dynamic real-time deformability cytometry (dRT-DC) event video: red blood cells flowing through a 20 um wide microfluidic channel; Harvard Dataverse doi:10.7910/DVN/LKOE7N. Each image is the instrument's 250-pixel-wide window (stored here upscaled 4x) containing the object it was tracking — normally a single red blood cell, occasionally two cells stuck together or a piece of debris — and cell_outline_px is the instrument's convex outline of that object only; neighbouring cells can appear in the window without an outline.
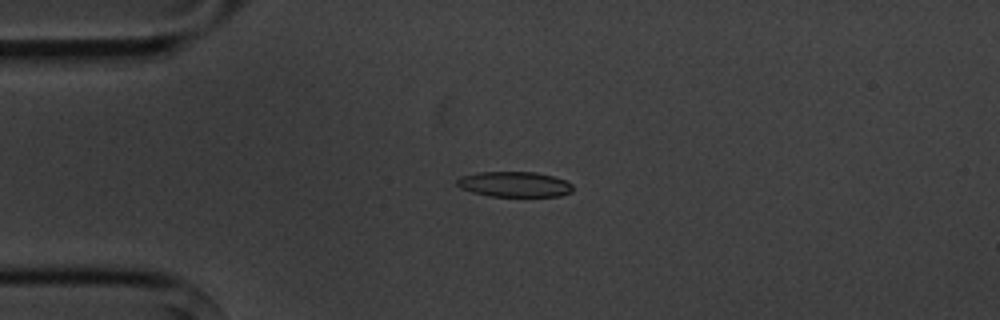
{"species": "common noctule bat (a hibernating species)", "species_latin": "Nyctalus noctula", "temperature_condition": "cold", "stored_images_in_passage": 9, "camera_frame_rate_fps": 3000, "um_per_image_px": 0.085, "animal": {"sex": "male", "body_mass_g": 20.1, "forearm_length_mm": 53.5}, "frame": {"image": 1, "passage_image": 4, "time_ms": 4.333, "image_size_px": [1000, 320], "cell_outline_px": [[572, 192], [560, 196], [488, 196], [472, 192], [460, 188], [456, 184], [456, 180], [460, 176], [480, 172], [536, 172], [552, 176], [564, 180], [572, 184]], "centroid_in_image_um": [43.7, 15.66], "position_along_channel_um": 41.3, "area_um2": 17.11}}
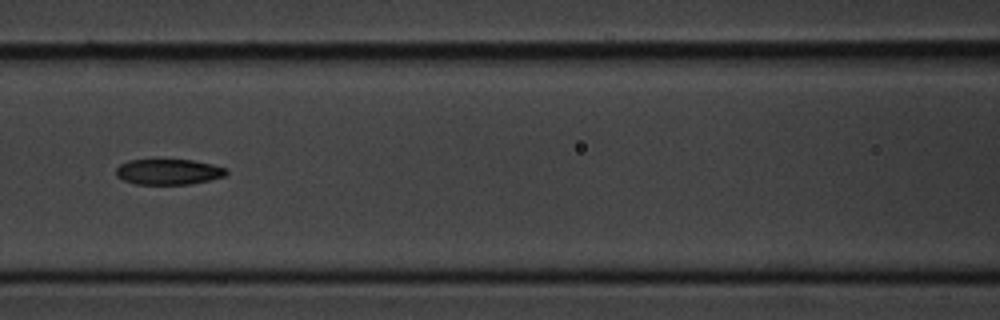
{"frame": {"image": 2, "passage_image": 7, "time_ms": 8.0, "image_size_px": [1000, 320], "cell_outline_px": [[228, 172], [224, 176], [208, 180], [188, 184], [136, 184], [124, 180], [116, 176], [116, 168], [120, 164], [128, 160], [192, 160], [212, 164], [228, 168]], "centroid_in_image_um": [14.32, 14.6], "position_along_channel_um": 152.3, "area_um2": 16.36}}
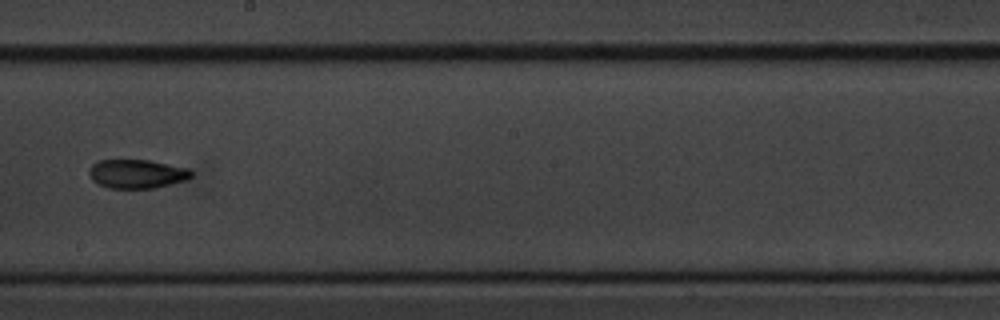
{"frame": {"image": 3, "passage_image": 9, "time_ms": 10.333, "image_size_px": [1000, 320], "cell_outline_px": [[192, 176], [188, 180], [156, 188], [108, 188], [92, 180], [88, 172], [92, 164], [100, 160], [148, 160], [188, 168], [192, 172]], "centroid_in_image_um": [11.66, 14.78], "position_along_channel_um": 236.5, "area_um2": 17.22}}